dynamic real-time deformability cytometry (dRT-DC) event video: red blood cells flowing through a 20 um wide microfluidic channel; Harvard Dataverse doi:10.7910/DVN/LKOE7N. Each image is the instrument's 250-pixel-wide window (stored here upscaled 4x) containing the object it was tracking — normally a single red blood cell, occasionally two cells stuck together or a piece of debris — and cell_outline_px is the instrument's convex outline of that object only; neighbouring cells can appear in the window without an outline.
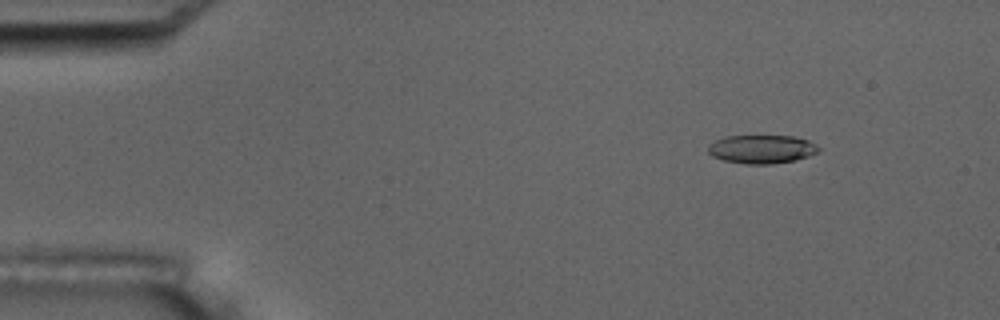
{"species": "common noctule bat (a hibernating species)", "species_latin": "Nyctalus noctula", "temperature_condition": "room temperature", "stored_images_in_passage": 15, "camera_frame_rate_fps": 3000, "um_per_image_px": 0.085, "animal": {"sex": "male", "body_mass_g": 17.5, "forearm_length_mm": 52.3}, "frame": {"image": 1, "passage_image": 7, "time_ms": 2.0, "image_size_px": [1000, 320], "cell_outline_px": [[820, 152], [796, 160], [772, 164], [748, 164], [724, 160], [712, 156], [708, 152], [708, 144], [724, 136], [792, 136], [808, 140], [816, 144], [820, 148]], "centroid_in_image_um": [64.76, 12.68], "position_along_channel_um": 20.2, "area_um2": 18.44}}